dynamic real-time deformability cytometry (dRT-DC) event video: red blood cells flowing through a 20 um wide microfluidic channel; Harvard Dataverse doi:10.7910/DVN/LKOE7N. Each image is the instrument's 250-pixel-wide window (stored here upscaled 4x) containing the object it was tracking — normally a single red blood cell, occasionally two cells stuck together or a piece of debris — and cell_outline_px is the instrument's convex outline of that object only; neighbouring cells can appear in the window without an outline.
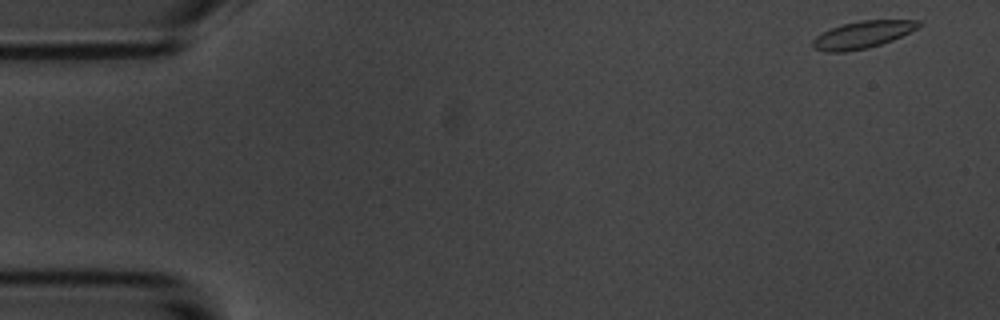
{"species": "common noctule bat (a hibernating species)", "species_latin": "Nyctalus noctula", "temperature_condition": "room temperature", "stored_images_in_passage": 15, "camera_frame_rate_fps": 3000, "um_per_image_px": 0.085, "animal": {"sex": "male", "body_mass_g": 20.1, "forearm_length_mm": 53.5}, "frame": {"image": 1, "passage_image": 1, "time_ms": 0.0, "image_size_px": [1000, 320], "cell_outline_px": [[924, 24], [892, 40], [868, 48], [844, 52], [824, 52], [812, 48], [812, 40], [816, 36], [832, 28], [844, 24], [860, 20], [920, 20]], "centroid_in_image_um": [73.3, 2.95], "position_along_channel_um": 11.7, "area_um2": 16.65}}
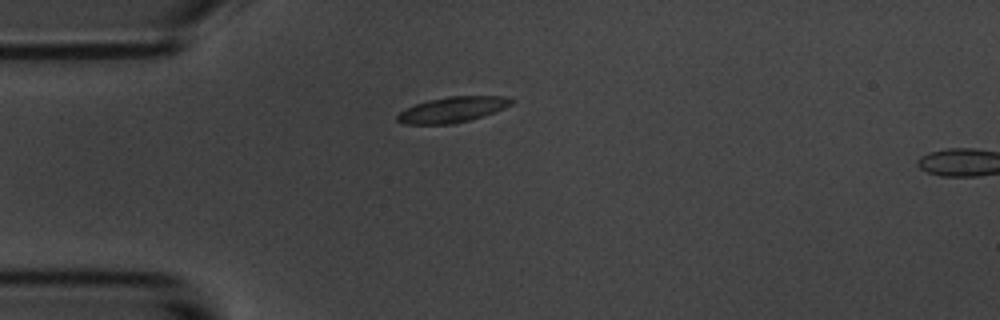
{"frame": {"image": 2, "passage_image": 13, "time_ms": 4.0, "image_size_px": [1000, 320], "cell_outline_px": [[516, 100], [512, 104], [496, 112], [484, 116], [468, 120], [448, 124], [404, 124], [396, 120], [396, 116], [400, 112], [416, 104], [428, 100], [448, 96], [508, 96]], "centroid_in_image_um": [38.51, 9.31], "position_along_channel_um": 46.5, "area_um2": 16.99}}